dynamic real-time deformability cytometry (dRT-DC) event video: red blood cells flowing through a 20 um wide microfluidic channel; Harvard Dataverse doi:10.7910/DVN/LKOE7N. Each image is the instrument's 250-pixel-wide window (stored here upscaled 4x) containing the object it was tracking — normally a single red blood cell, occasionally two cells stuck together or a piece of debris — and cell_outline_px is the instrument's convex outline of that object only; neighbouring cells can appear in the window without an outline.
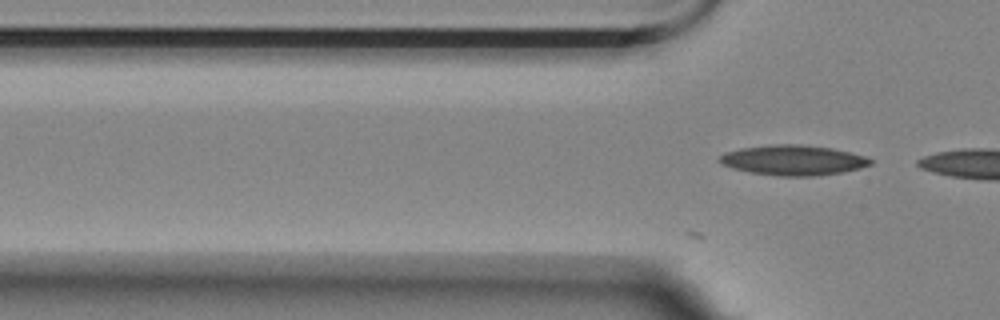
{"species": "Egyptian fruit bat (a non-hibernating species)", "species_latin": "Rousettus aegyptiacus", "temperature_condition": "room temperature", "stored_images_in_passage": 3, "camera_frame_rate_fps": 3000, "um_per_image_px": 0.085, "animal": {"sex": "female"}, "frame": {"image": 1, "passage_image": 3, "time_ms": 0.667, "image_size_px": [1000, 320], "cell_outline_px": [[872, 164], [860, 168], [840, 172], [812, 176], [780, 176], [748, 172], [732, 168], [716, 160], [724, 152], [740, 148], [772, 144], [800, 144], [832, 148], [864, 156], [872, 160]], "centroid_in_image_um": [67.37, 13.61], "position_along_channel_um": 58.4, "area_um2": 26.41}}